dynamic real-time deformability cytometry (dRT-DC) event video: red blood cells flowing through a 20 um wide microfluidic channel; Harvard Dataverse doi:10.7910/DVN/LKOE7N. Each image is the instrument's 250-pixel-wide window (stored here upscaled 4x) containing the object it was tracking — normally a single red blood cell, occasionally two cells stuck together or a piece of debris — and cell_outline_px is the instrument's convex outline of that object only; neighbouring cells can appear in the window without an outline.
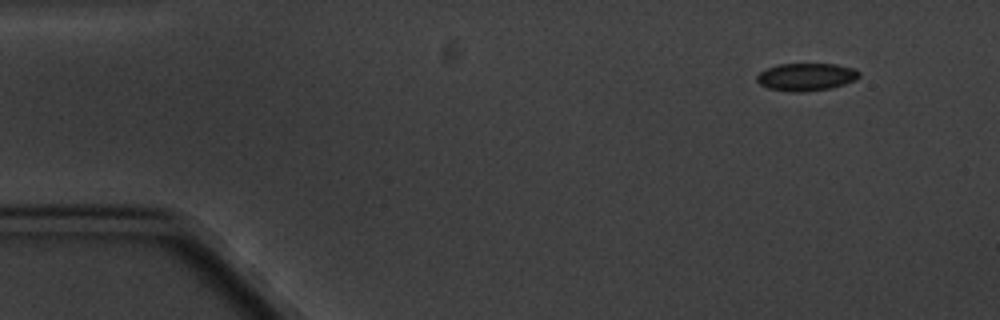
{"species": "common noctule bat (a hibernating species)", "species_latin": "Nyctalus noctula", "temperature_condition": "cold", "stored_images_in_passage": 4, "camera_frame_rate_fps": 3000, "um_per_image_px": 0.085, "animal": {"sex": "male", "body_mass_g": 20.1, "forearm_length_mm": 53.5}, "frame": {"image": 1, "passage_image": 1, "time_ms": 0.0, "image_size_px": [1000, 320], "cell_outline_px": [[860, 76], [856, 80], [844, 84], [828, 88], [804, 92], [792, 92], [768, 88], [760, 84], [756, 80], [756, 76], [760, 72], [768, 68], [780, 64], [836, 64], [852, 68], [860, 72]], "centroid_in_image_um": [68.53, 6.54], "position_along_channel_um": 16.5, "area_um2": 16.36}}